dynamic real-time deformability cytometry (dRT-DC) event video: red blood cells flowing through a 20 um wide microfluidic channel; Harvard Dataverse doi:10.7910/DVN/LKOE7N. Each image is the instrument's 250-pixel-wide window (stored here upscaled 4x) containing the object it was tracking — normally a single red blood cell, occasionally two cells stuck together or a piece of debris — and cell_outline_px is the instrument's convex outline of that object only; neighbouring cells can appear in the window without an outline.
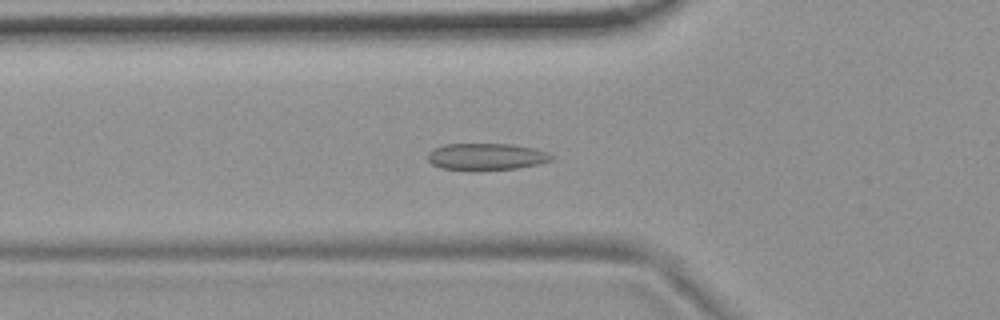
{"species": "common noctule bat (a hibernating species)", "species_latin": "Nyctalus noctula", "temperature_condition": "room temperature", "stored_images_in_passage": 47, "camera_frame_rate_fps": 3000, "um_per_image_px": 0.085, "animal": {"sex": "female", "body_mass_g": 19.9}, "frame": {"image": 1, "passage_image": 11, "time_ms": 3.333, "image_size_px": [1000, 320], "cell_outline_px": [[552, 160], [536, 164], [516, 168], [472, 172], [440, 168], [432, 164], [428, 160], [428, 152], [432, 148], [444, 144], [512, 144], [532, 148], [548, 152], [552, 156]], "centroid_in_image_um": [41.26, 13.33], "position_along_channel_um": 84.5, "area_um2": 19.71}}
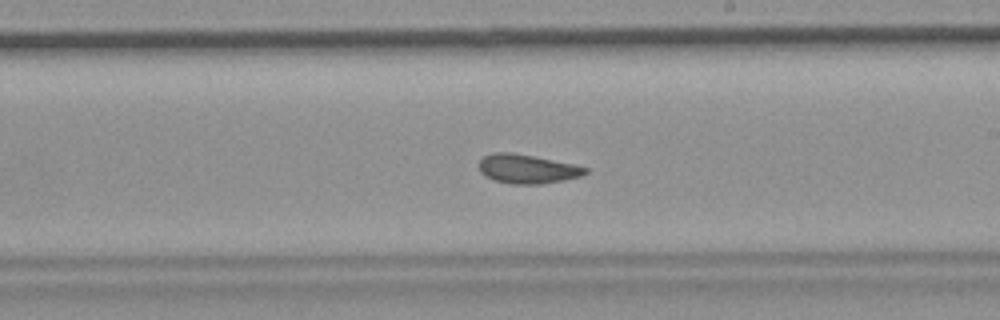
{"frame": {"image": 2, "passage_image": 24, "time_ms": 7.667, "image_size_px": [1000, 320], "cell_outline_px": [[588, 172], [580, 176], [564, 180], [540, 184], [512, 184], [492, 180], [484, 176], [480, 172], [476, 164], [484, 156], [492, 152], [512, 152], [576, 164], [588, 168]], "centroid_in_image_um": [44.77, 14.35], "position_along_channel_um": 244.2, "area_um2": 18.32}}
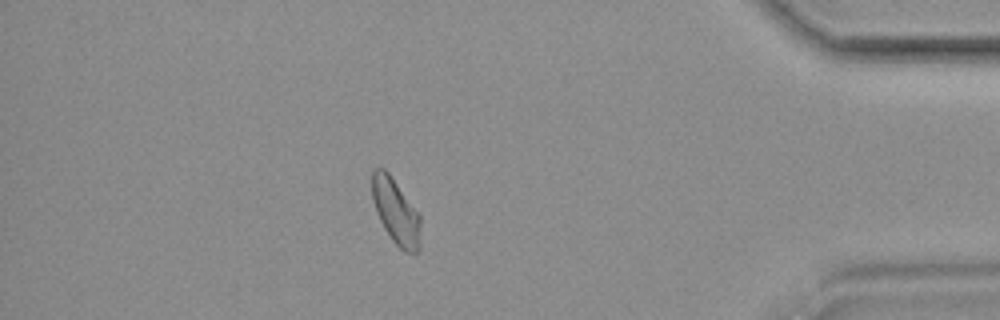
{"frame": {"image": 3, "passage_image": 40, "time_ms": 13.0, "image_size_px": [1000, 320], "cell_outline_px": [[420, 248], [416, 252], [404, 252], [392, 240], [384, 228], [376, 212], [372, 200], [372, 168], [384, 168], [388, 172], [420, 216]], "centroid_in_image_um": [33.62, 17.99], "position_along_channel_um": 401.6, "area_um2": 18.26}, "authors_computed_cell_mechanics": {"area_um2": 18.8428, "velocity_mm_per_s": 3.6886, "shape_relaxation_time_tau1_ms": null, "shape_relaxation_time_tau2_ms": 2.142, "deformation_change_tau1": null, "deformation_change_tau2": 0.0845}}